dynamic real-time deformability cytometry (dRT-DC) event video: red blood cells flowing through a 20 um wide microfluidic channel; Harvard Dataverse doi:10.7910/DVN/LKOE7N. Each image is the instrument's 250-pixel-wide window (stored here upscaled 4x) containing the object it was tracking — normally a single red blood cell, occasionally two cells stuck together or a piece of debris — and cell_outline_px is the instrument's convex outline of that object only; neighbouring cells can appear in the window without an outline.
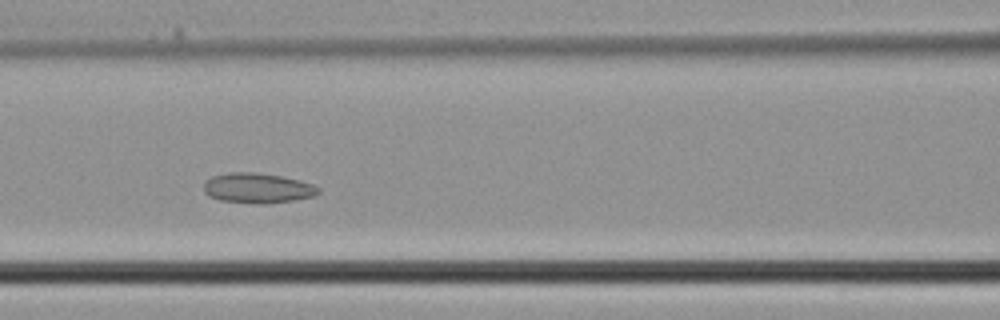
{"species": "common noctule bat (a hibernating species)", "species_latin": "Nyctalus noctula", "temperature_condition": "cold", "stored_images_in_passage": 35, "camera_frame_rate_fps": 3000, "um_per_image_px": 0.085, "animal": {"sex": "male", "body_mass_g": 21.5, "forearm_length_mm": 52.0}, "frame": {"image": 1, "passage_image": 13, "time_ms": 4.0, "image_size_px": [1000, 320], "cell_outline_px": [[320, 192], [316, 196], [296, 200], [268, 204], [256, 204], [220, 200], [208, 196], [204, 192], [204, 184], [212, 176], [228, 172], [256, 172], [280, 176], [300, 180], [312, 184], [320, 188]], "centroid_in_image_um": [21.92, 16.0], "position_along_channel_um": 144.7, "area_um2": 20.35}}
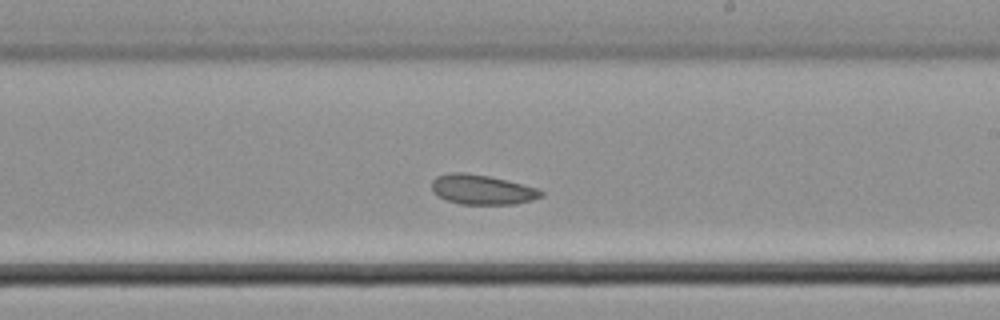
{"frame": {"image": 2, "passage_image": 19, "time_ms": 6.0, "image_size_px": [1000, 320], "cell_outline_px": [[544, 196], [532, 200], [516, 204], [460, 204], [448, 200], [432, 192], [432, 180], [436, 176], [452, 172], [464, 172], [488, 176], [540, 188], [544, 192]], "centroid_in_image_um": [41.01, 16.11], "position_along_channel_um": 248.0, "area_um2": 19.02}}
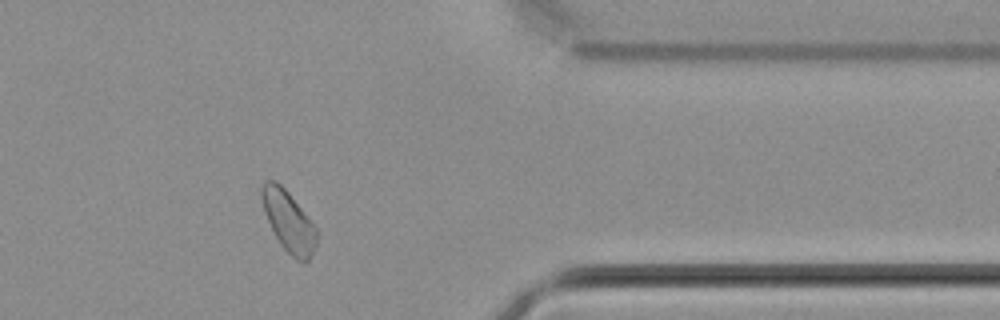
{"frame": {"image": 3, "passage_image": 28, "time_ms": 9.0, "image_size_px": [1000, 320], "cell_outline_px": [[316, 248], [308, 260], [304, 264], [296, 260], [280, 244], [264, 212], [260, 196], [260, 188], [264, 180], [276, 180], [288, 192], [316, 228]], "centroid_in_image_um": [24.51, 18.8], "position_along_channel_um": 386.9, "area_um2": 19.25}}